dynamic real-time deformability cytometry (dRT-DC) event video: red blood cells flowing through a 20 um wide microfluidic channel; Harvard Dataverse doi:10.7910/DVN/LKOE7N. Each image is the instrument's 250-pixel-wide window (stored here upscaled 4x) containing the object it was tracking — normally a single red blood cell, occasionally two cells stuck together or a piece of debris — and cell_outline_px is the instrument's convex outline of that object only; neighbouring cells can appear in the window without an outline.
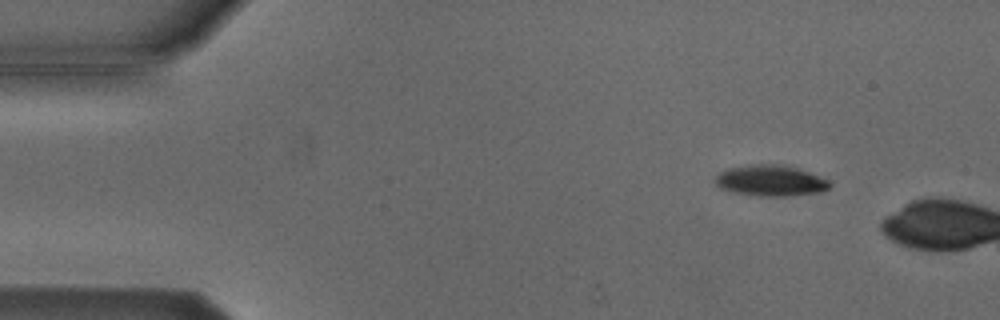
{"species": "Egyptian fruit bat (a non-hibernating species)", "species_latin": "Rousettus aegyptiacus", "temperature_condition": "cold", "stored_images_in_passage": 2, "camera_frame_rate_fps": 3000, "um_per_image_px": 0.085, "animal": {"sex": "male"}, "frame": {"image": 1, "passage_image": 1, "time_ms": 0.0, "image_size_px": [1000, 320], "cell_outline_px": [[832, 188], [824, 192], [792, 196], [756, 196], [732, 192], [720, 188], [712, 180], [720, 172], [728, 168], [748, 164], [784, 164], [808, 172], [828, 180], [832, 184]], "centroid_in_image_um": [65.5, 15.36], "position_along_channel_um": 19.5, "area_um2": 21.1}}